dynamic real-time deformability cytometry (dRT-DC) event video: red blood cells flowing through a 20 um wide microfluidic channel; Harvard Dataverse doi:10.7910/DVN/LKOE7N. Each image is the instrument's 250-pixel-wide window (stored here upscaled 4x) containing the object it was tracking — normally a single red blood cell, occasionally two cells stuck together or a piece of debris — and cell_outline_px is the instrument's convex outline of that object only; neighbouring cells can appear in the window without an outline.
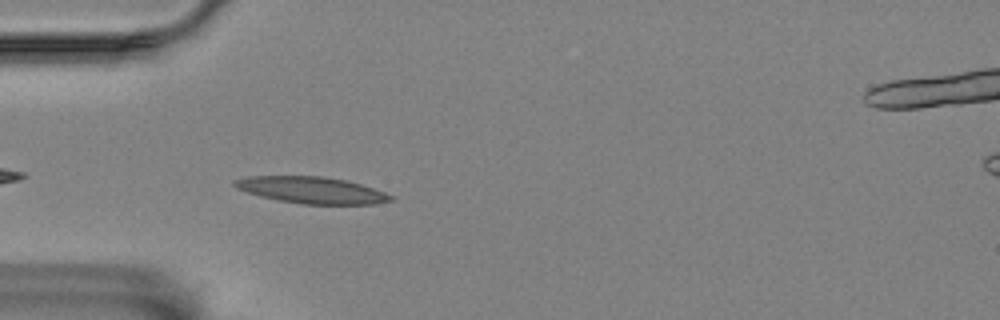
{"species": "Egyptian fruit bat (a non-hibernating species)", "species_latin": "Rousettus aegyptiacus", "temperature_condition": "room temperature", "stored_images_in_passage": 41, "camera_frame_rate_fps": 3000, "um_per_image_px": 0.085, "animal": {"sex": "female"}, "frame": {"image": 1, "passage_image": 3, "time_ms": 0.667, "image_size_px": [1000, 320], "cell_outline_px": [[396, 196], [392, 200], [376, 204], [304, 204], [280, 200], [260, 196], [236, 188], [232, 184], [232, 180], [248, 176], [320, 176], [344, 180], [360, 184]], "centroid_in_image_um": [26.48, 16.15], "position_along_channel_um": 58.5, "area_um2": 24.04}}
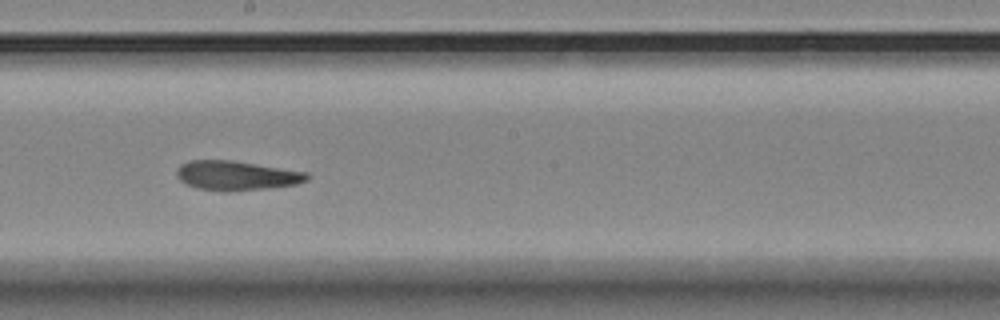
{"frame": {"image": 2, "passage_image": 18, "time_ms": 5.667, "image_size_px": [1000, 320], "cell_outline_px": [[308, 180], [296, 184], [268, 188], [228, 192], [224, 192], [196, 188], [184, 184], [176, 176], [176, 168], [180, 164], [188, 160], [232, 160], [308, 172]], "centroid_in_image_um": [20.04, 14.92], "position_along_channel_um": 228.2, "area_um2": 22.66}}
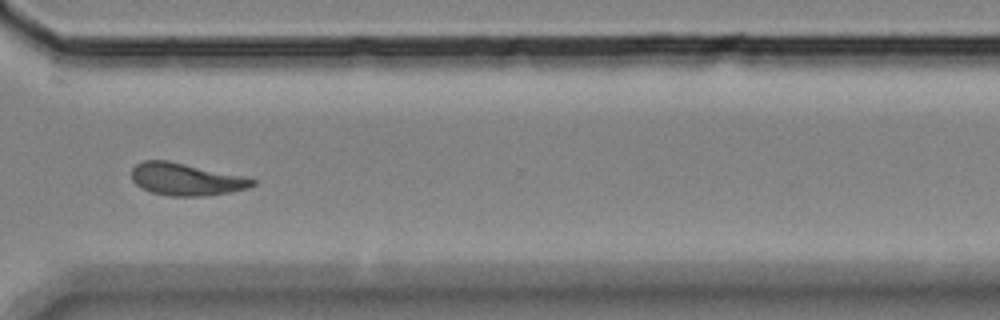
{"frame": {"image": 3, "passage_image": 29, "time_ms": 9.333, "image_size_px": [1000, 320], "cell_outline_px": [[256, 184], [248, 188], [208, 196], [168, 196], [152, 192], [140, 188], [132, 180], [132, 168], [136, 164], [144, 160], [168, 160], [244, 176], [256, 180]], "centroid_in_image_um": [15.8, 15.24], "position_along_channel_um": 354.8, "area_um2": 22.83}, "authors_computed_cell_mechanics": {"area_um2": 22.0796, "velocity_mm_per_s": 3.4571, "shape_relaxation_time_tau1_ms": 9.5509, "shape_relaxation_time_tau2_ms": 2.939, "deformation_change_tau1": 0.2171, "deformation_change_tau2": 0.1096}}